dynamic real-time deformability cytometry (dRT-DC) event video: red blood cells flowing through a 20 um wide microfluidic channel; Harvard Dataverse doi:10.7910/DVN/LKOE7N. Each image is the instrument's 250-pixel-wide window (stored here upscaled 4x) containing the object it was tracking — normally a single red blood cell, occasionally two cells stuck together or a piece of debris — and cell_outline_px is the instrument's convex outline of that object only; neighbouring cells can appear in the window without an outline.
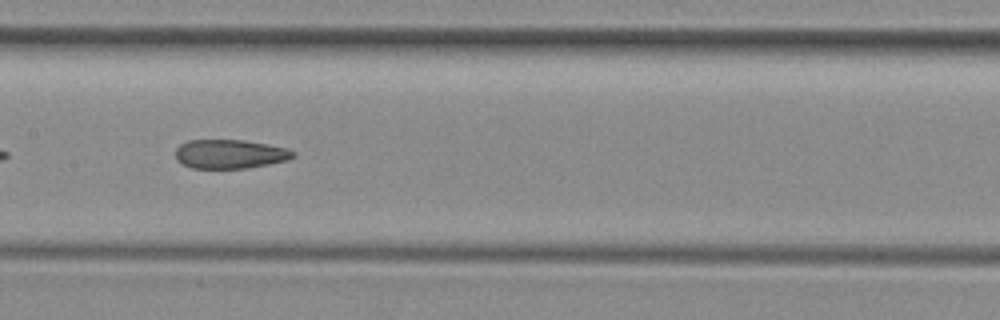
{"species": "common noctule bat (a hibernating species)", "species_latin": "Nyctalus noctula", "temperature_condition": "room temperature", "stored_images_in_passage": 37, "camera_frame_rate_fps": 3000, "um_per_image_px": 0.085, "animal": {"sex": "female", "body_mass_g": 29.2, "forearm_length_mm": 56.3}, "frame": {"image": 1, "passage_image": 11, "time_ms": 3.333, "image_size_px": [1000, 320], "cell_outline_px": [[296, 156], [288, 160], [268, 164], [244, 168], [192, 168], [176, 160], [176, 148], [180, 144], [188, 140], [244, 140], [268, 144], [288, 148], [296, 152]], "centroid_in_image_um": [19.57, 13.08], "position_along_channel_um": 187.8, "area_um2": 19.94}, "authors_computed_cell_mechanics": {"area_um2": 21.3282, "velocity_mm_per_s": 3.9587, "shape_relaxation_time_tau1_ms": null, "shape_relaxation_time_tau2_ms": 2.4738, "deformation_change_tau1": null, "deformation_change_tau2": 0.0916}}